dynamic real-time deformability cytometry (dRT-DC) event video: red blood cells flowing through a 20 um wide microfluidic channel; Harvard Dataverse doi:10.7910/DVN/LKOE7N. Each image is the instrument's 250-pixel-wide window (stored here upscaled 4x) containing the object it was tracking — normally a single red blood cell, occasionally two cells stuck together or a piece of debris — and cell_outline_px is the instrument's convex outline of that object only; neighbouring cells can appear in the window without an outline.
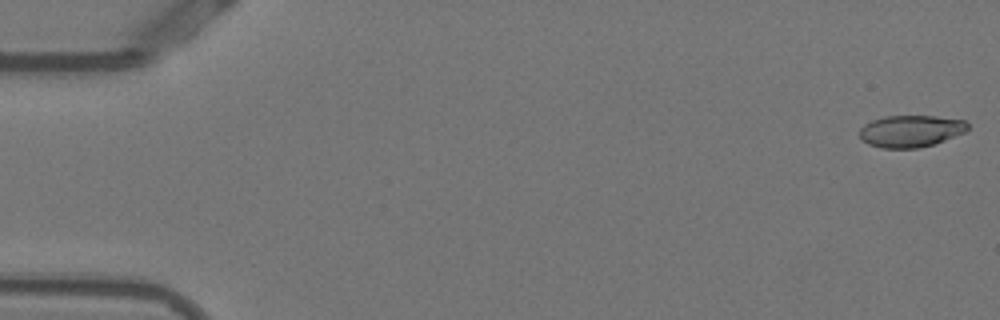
{"species": "Egyptian fruit bat (a non-hibernating species)", "species_latin": "Rousettus aegyptiacus", "temperature_condition": "warm", "stored_images_in_passage": 18, "camera_frame_rate_fps": 3000, "um_per_image_px": 0.085, "animal": {"sex": "female"}, "frame": {"image": 1, "passage_image": 1, "time_ms": 0.0, "image_size_px": [1000, 320], "cell_outline_px": [[968, 128], [964, 132], [944, 140], [932, 144], [916, 148], [880, 148], [868, 144], [860, 140], [860, 128], [864, 124], [872, 120], [884, 116], [936, 116], [964, 120], [968, 124]], "centroid_in_image_um": [77.36, 11.14], "position_along_channel_um": 7.6, "area_um2": 20.06}}
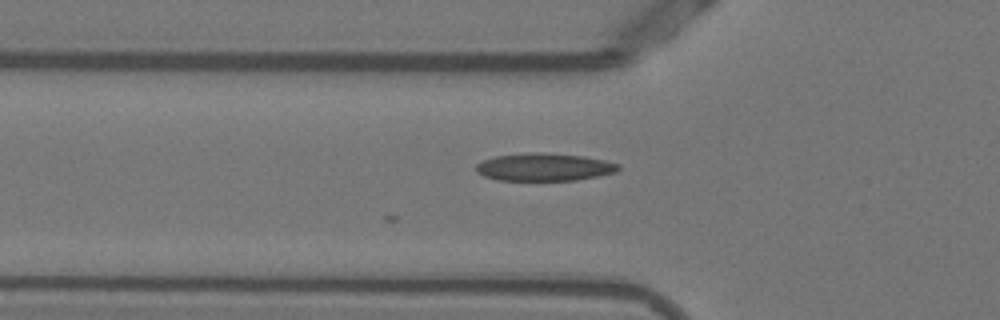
{"frame": {"image": 2, "passage_image": 18, "time_ms": 5.667, "image_size_px": [1000, 320], "cell_outline_px": [[620, 168], [616, 172], [600, 176], [576, 180], [500, 180], [484, 176], [476, 172], [476, 164], [484, 160], [496, 156], [532, 152], [540, 152], [584, 156], [604, 160], [620, 164]], "centroid_in_image_um": [46.29, 14.2], "position_along_channel_um": 79.5, "area_um2": 22.95}}